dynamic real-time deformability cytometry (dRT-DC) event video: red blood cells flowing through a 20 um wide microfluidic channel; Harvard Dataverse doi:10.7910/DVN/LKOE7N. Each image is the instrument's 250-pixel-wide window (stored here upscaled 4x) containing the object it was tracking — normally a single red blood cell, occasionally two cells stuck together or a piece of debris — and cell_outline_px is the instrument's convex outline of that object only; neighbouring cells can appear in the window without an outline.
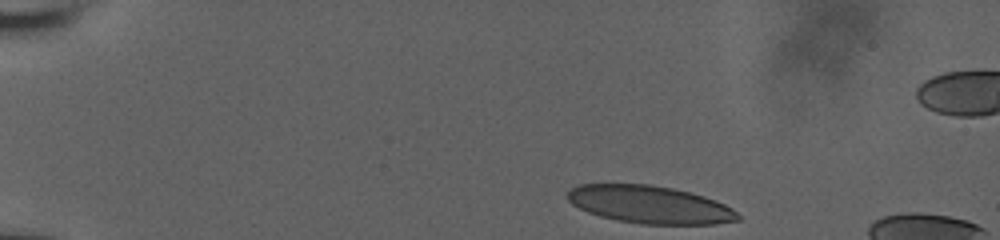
{"species": "human", "species_latin": "Homo sapiens", "temperature_condition": "room temperature", "stored_images_in_passage": 40, "camera_frame_rate_fps": 3000, "um_per_image_px": 0.085, "donor": {"sex": "male"}, "frame": {"image": 1, "passage_image": 1, "time_ms": 0.0, "image_size_px": [1000, 240], "cell_outline_px": [[740, 220], [716, 224], [640, 224], [616, 220], [600, 216], [588, 212], [572, 204], [564, 196], [572, 188], [580, 184], [648, 184], [672, 188], [704, 196], [716, 200], [732, 208], [740, 216]], "centroid_in_image_um": [55.22, 17.39], "position_along_channel_um": 29.8, "area_um2": 37.45}}
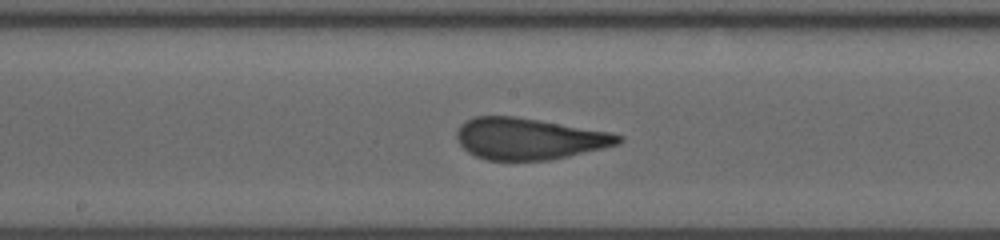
{"frame": {"image": 2, "passage_image": 22, "time_ms": 7.0, "image_size_px": [1000, 240], "cell_outline_px": [[624, 140], [620, 144], [568, 156], [548, 160], [488, 160], [476, 156], [468, 152], [456, 140], [456, 132], [460, 124], [464, 120], [476, 116], [516, 116], [612, 132], [624, 136]], "centroid_in_image_um": [44.97, 11.78], "position_along_channel_um": 203.2, "area_um2": 39.3}}
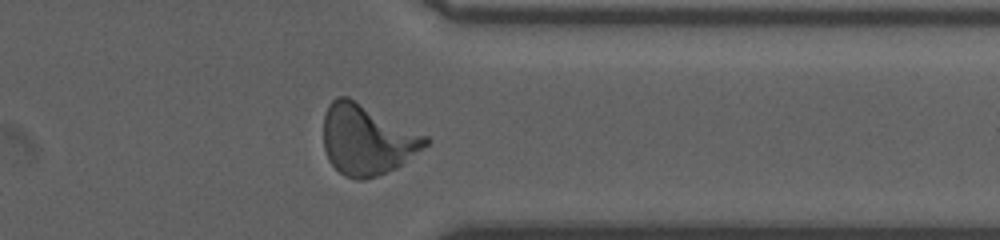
{"frame": {"image": 3, "passage_image": 36, "time_ms": 11.667, "image_size_px": [1000, 240], "cell_outline_px": [[432, 140], [428, 144], [396, 168], [376, 176], [364, 180], [356, 180], [344, 176], [328, 160], [324, 148], [324, 112], [328, 104], [336, 96], [348, 96], [428, 136]], "centroid_in_image_um": [31.18, 11.86], "position_along_channel_um": 380.2, "area_um2": 41.91}, "authors_computed_cell_mechanics": {"area_um2": 38.7549, "velocity_mm_per_s": 3.8456, "shape_relaxation_time_tau1_ms": 6.9593, "shape_relaxation_time_tau2_ms": null, "deformation_change_tau1": 0.227, "deformation_change_tau2": null}}